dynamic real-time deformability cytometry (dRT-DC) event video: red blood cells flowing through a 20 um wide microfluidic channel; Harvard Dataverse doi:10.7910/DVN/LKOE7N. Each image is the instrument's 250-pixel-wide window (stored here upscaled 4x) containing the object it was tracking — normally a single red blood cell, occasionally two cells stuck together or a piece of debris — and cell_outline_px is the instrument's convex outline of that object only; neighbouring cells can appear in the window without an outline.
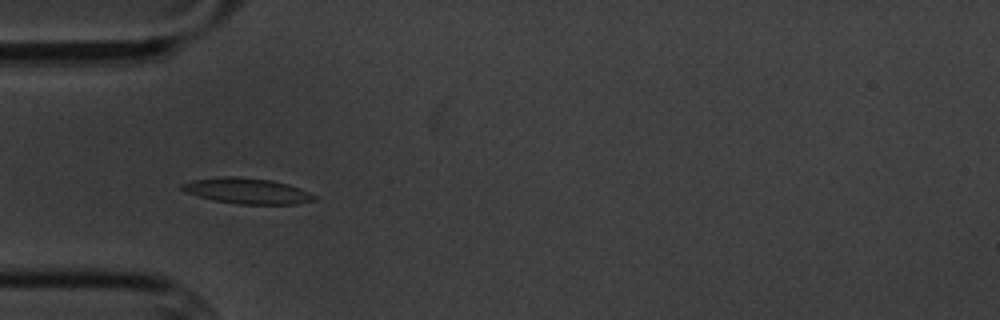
{"species": "common noctule bat (a hibernating species)", "species_latin": "Nyctalus noctula", "temperature_condition": "cold", "stored_images_in_passage": 10, "camera_frame_rate_fps": 3000, "um_per_image_px": 0.085, "animal": {"sex": "male", "body_mass_g": 20.1, "forearm_length_mm": 53.5}, "frame": {"image": 1, "passage_image": 6, "time_ms": 6.667, "image_size_px": [1000, 320], "cell_outline_px": [[316, 200], [296, 204], [240, 204], [212, 200], [184, 192], [180, 188], [180, 184], [192, 180], [224, 176], [236, 176], [272, 180], [288, 184], [300, 188], [316, 196]], "centroid_in_image_um": [20.98, 16.22], "position_along_channel_um": 64.0, "area_um2": 19.88}}
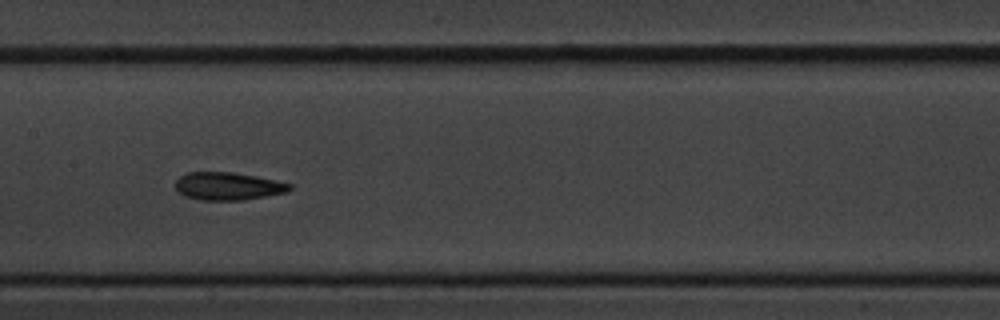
{"frame": {"image": 2, "passage_image": 9, "time_ms": 10.333, "image_size_px": [1000, 320], "cell_outline_px": [[292, 188], [284, 192], [244, 200], [200, 200], [184, 196], [176, 188], [176, 180], [184, 172], [232, 172], [256, 176], [276, 180], [292, 184]], "centroid_in_image_um": [19.35, 15.82], "position_along_channel_um": 188.1, "area_um2": 18.44}}
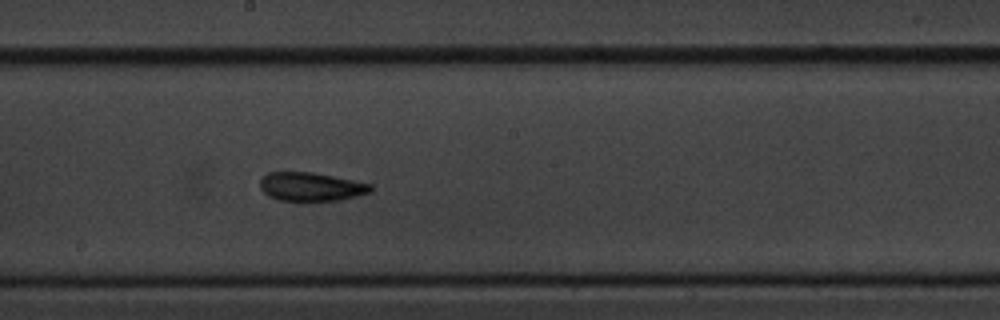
{"frame": {"image": 3, "passage_image": 10, "time_ms": 11.333, "image_size_px": [1000, 320], "cell_outline_px": [[372, 192], [356, 196], [336, 200], [300, 204], [280, 200], [268, 196], [260, 188], [260, 180], [268, 172], [312, 172], [372, 184]], "centroid_in_image_um": [26.41, 15.91], "position_along_channel_um": 221.8, "area_um2": 19.02}}